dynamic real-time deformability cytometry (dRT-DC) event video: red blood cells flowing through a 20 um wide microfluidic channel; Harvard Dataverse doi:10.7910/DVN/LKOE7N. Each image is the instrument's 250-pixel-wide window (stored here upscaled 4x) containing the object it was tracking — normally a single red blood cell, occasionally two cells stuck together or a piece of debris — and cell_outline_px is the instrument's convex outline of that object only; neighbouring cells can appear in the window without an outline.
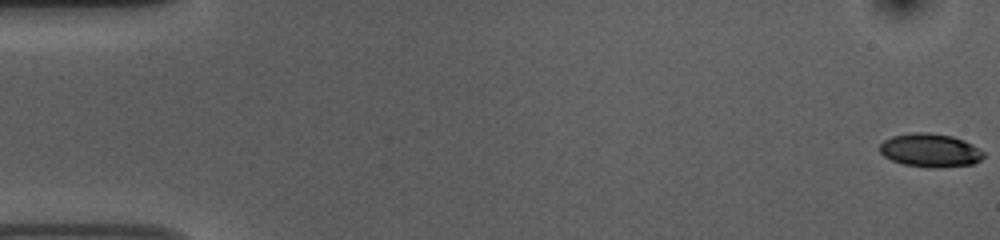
{"species": "common noctule bat (a hibernating species)", "species_latin": "Nyctalus noctula", "temperature_condition": "room temperature", "stored_images_in_passage": 16, "camera_frame_rate_fps": 3000, "um_per_image_px": 0.085, "animal": {"sex": "female", "body_mass_g": 10.0, "forearm_length_mm": 53.1}, "frame": {"image": 1, "passage_image": 1, "time_ms": 0.0, "image_size_px": [1000, 240], "cell_outline_px": [[984, 156], [980, 160], [972, 164], [936, 168], [928, 168], [904, 164], [892, 160], [884, 156], [880, 152], [880, 144], [884, 140], [892, 136], [916, 132], [928, 132], [952, 136], [964, 140], [980, 148], [984, 152]], "centroid_in_image_um": [79.08, 12.78], "position_along_channel_um": 5.9, "area_um2": 20.29}}
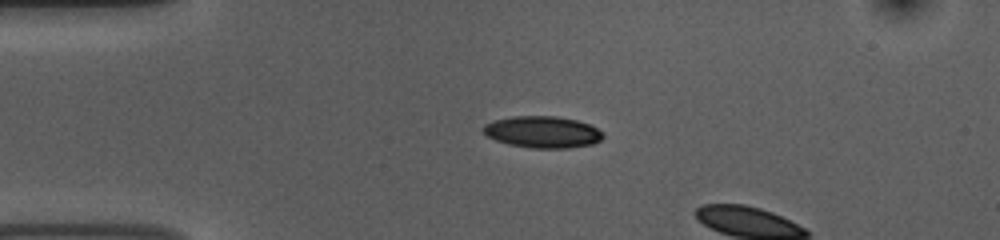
{"frame": {"image": 2, "passage_image": 13, "time_ms": 4.0, "image_size_px": [1000, 240], "cell_outline_px": [[604, 136], [600, 140], [592, 144], [568, 148], [532, 148], [508, 144], [496, 140], [488, 136], [480, 128], [484, 124], [492, 120], [512, 116], [556, 116], [576, 120], [588, 124], [604, 132]], "centroid_in_image_um": [46.09, 11.21], "position_along_channel_um": 38.9, "area_um2": 22.2}}